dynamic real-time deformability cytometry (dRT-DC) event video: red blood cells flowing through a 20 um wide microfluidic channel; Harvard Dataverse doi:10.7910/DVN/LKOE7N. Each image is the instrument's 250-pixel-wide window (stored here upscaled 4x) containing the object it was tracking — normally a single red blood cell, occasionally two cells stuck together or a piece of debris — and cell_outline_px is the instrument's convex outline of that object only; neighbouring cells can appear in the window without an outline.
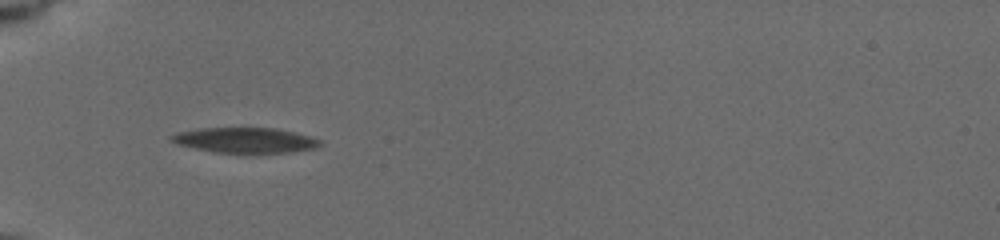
{"species": "common noctule bat (a hibernating species)", "species_latin": "Nyctalus noctula", "temperature_condition": "cold", "stored_images_in_passage": 9, "camera_frame_rate_fps": 3000, "um_per_image_px": 0.085, "animal": {"sex": "female", "body_mass_g": 19.5, "forearm_length_mm": 54.1}, "frame": {"image": 1, "passage_image": 8, "time_ms": 6.667, "image_size_px": [1000, 240], "cell_outline_px": [[320, 144], [316, 148], [292, 152], [256, 156], [244, 156], [216, 152], [196, 148], [180, 144], [172, 140], [168, 136], [180, 132], [200, 128], [276, 128], [308, 136], [320, 140]], "centroid_in_image_um": [20.89, 11.97], "position_along_channel_um": 64.1, "area_um2": 22.54}}